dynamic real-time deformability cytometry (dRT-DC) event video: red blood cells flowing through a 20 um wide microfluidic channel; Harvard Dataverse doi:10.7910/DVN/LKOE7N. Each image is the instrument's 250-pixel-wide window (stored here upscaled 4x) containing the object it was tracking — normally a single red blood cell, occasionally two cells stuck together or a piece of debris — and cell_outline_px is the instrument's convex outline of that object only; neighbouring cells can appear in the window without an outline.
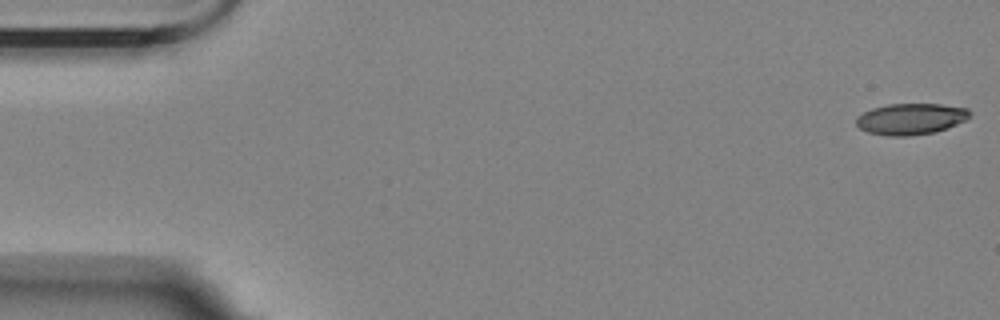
{"species": "Egyptian fruit bat (a non-hibernating species)", "species_latin": "Rousettus aegyptiacus", "temperature_condition": "room temperature", "stored_images_in_passage": 20, "camera_frame_rate_fps": 3000, "um_per_image_px": 0.085, "animal": {"sex": "female"}, "frame": {"image": 1, "passage_image": 1, "time_ms": 0.0, "image_size_px": [1000, 320], "cell_outline_px": [[972, 112], [964, 120], [956, 124], [932, 132], [908, 136], [888, 136], [868, 132], [860, 128], [856, 124], [856, 116], [872, 108], [888, 104], [940, 104], [968, 108]], "centroid_in_image_um": [77.38, 10.1], "position_along_channel_um": 7.6, "area_um2": 20.46}}
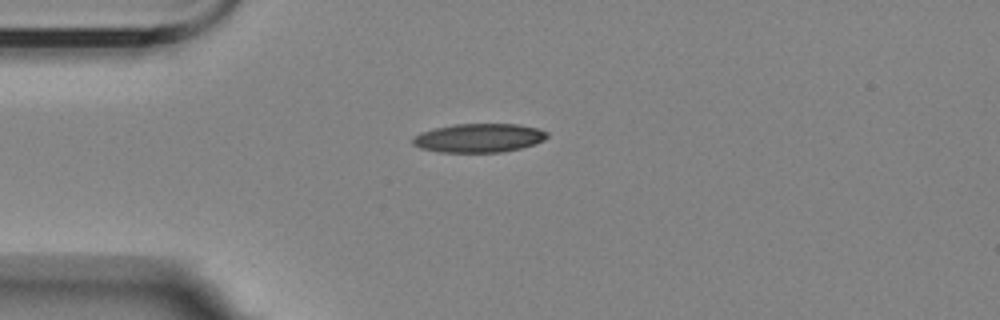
{"frame": {"image": 2, "passage_image": 14, "time_ms": 4.333, "image_size_px": [1000, 320], "cell_outline_px": [[548, 136], [544, 140], [536, 144], [520, 148], [500, 152], [440, 152], [420, 148], [412, 144], [412, 140], [420, 132], [436, 128], [456, 124], [516, 124], [540, 128], [548, 132]], "centroid_in_image_um": [40.74, 11.72], "position_along_channel_um": 44.3, "area_um2": 22.54}}
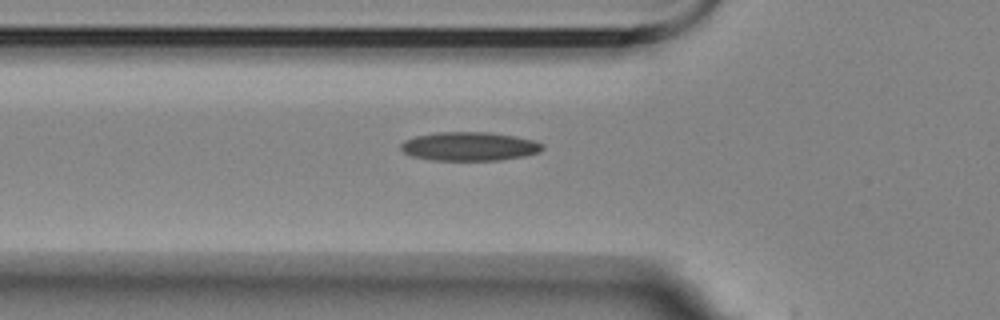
{"frame": {"image": 3, "passage_image": 19, "time_ms": 6.0, "image_size_px": [1000, 320], "cell_outline_px": [[544, 148], [536, 152], [520, 156], [500, 160], [432, 160], [412, 156], [404, 152], [400, 148], [400, 144], [404, 140], [416, 136], [436, 132], [492, 132], [532, 140], [544, 144]], "centroid_in_image_um": [39.84, 12.43], "position_along_channel_um": 86.0, "area_um2": 23.52}}